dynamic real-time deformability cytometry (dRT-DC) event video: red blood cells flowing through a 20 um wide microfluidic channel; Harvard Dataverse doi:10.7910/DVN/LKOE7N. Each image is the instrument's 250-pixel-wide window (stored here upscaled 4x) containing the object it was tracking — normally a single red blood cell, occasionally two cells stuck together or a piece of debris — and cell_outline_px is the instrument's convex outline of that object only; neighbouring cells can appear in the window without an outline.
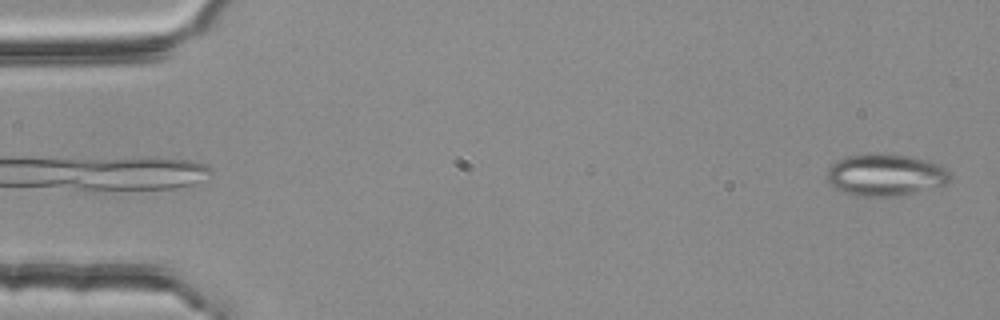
{"species": "common noctule bat (a hibernating species)", "species_latin": "Nyctalus noctula", "temperature_condition": "room temperature", "stored_images_in_passage": 3, "camera_frame_rate_fps": 3000, "um_per_image_px": 0.085, "animal": {"sex": "female", "body_mass_g": 25.1}, "frame": {"image": 1, "passage_image": 3, "time_ms": 0.667, "image_size_px": [1000, 320], "cell_outline_px": [[948, 180], [944, 184], [916, 192], [896, 196], [856, 196], [844, 192], [836, 188], [828, 180], [828, 168], [836, 160], [848, 156], [868, 152], [912, 156], [928, 160], [944, 168], [948, 172]], "centroid_in_image_um": [75.22, 14.85], "position_along_channel_um": 9.8, "area_um2": 29.88}}